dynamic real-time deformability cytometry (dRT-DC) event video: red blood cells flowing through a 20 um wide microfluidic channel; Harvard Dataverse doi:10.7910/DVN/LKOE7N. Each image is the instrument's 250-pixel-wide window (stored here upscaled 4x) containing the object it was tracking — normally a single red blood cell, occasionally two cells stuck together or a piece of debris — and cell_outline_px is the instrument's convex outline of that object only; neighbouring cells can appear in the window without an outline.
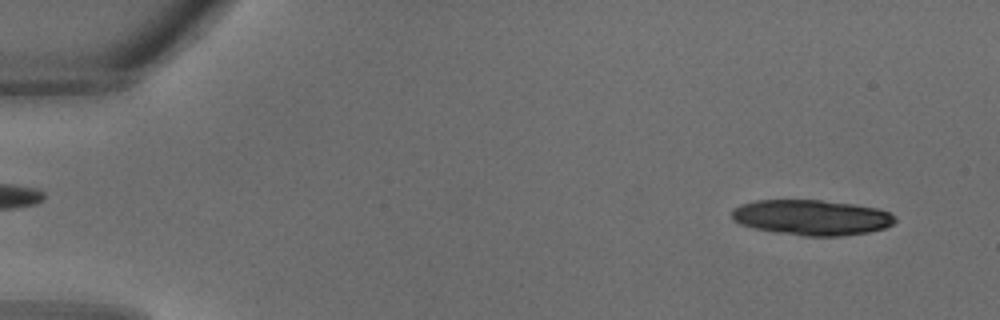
{"species": "common noctule bat (a hibernating species)", "species_latin": "Nyctalus noctula", "temperature_condition": "warm", "stored_images_in_passage": 33, "camera_frame_rate_fps": 3000, "um_per_image_px": 0.085, "animal": {"sex": "male", "body_mass_g": 18.8}, "frame": {"image": 1, "passage_image": 2, "time_ms": 0.333, "image_size_px": [1000, 320], "cell_outline_px": [[896, 220], [892, 224], [884, 228], [868, 232], [840, 236], [804, 236], [776, 232], [756, 228], [740, 224], [732, 220], [732, 208], [740, 204], [756, 200], [820, 200], [852, 204], [876, 208], [888, 212], [896, 216]], "centroid_in_image_um": [68.97, 18.48], "position_along_channel_um": 16.0, "area_um2": 33.58}}
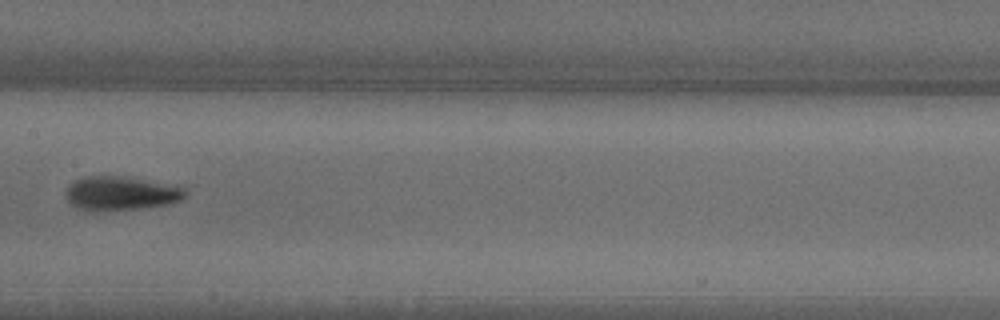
{"frame": {"image": 2, "passage_image": 17, "time_ms": 5.333, "image_size_px": [1000, 320], "cell_outline_px": [[188, 192], [180, 200], [168, 204], [140, 208], [88, 212], [84, 212], [76, 208], [64, 196], [64, 192], [76, 180], [88, 176], [120, 176], [176, 184], [184, 188]], "centroid_in_image_um": [10.27, 16.44], "position_along_channel_um": 197.1, "area_um2": 23.87}}
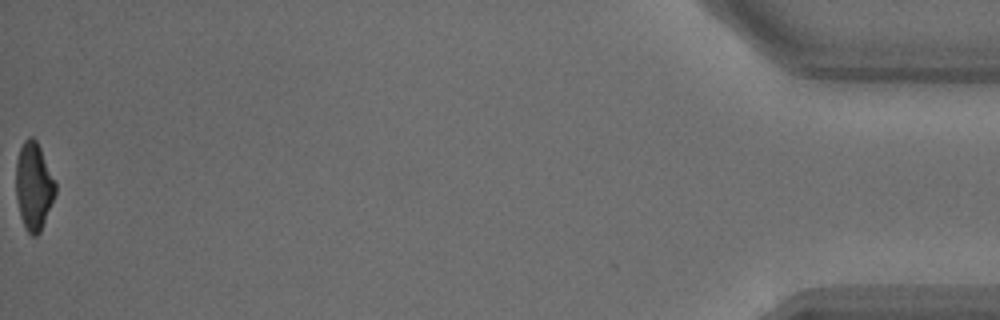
{"frame": {"image": 3, "passage_image": 33, "time_ms": 10.667, "image_size_px": [1000, 320], "cell_outline_px": [[56, 192], [40, 232], [36, 236], [32, 236], [24, 228], [20, 216], [16, 196], [16, 160], [20, 148], [24, 140], [28, 136], [32, 136], [36, 140], [56, 180]], "centroid_in_image_um": [2.86, 15.81], "position_along_channel_um": 432.3, "area_um2": 20.23}}